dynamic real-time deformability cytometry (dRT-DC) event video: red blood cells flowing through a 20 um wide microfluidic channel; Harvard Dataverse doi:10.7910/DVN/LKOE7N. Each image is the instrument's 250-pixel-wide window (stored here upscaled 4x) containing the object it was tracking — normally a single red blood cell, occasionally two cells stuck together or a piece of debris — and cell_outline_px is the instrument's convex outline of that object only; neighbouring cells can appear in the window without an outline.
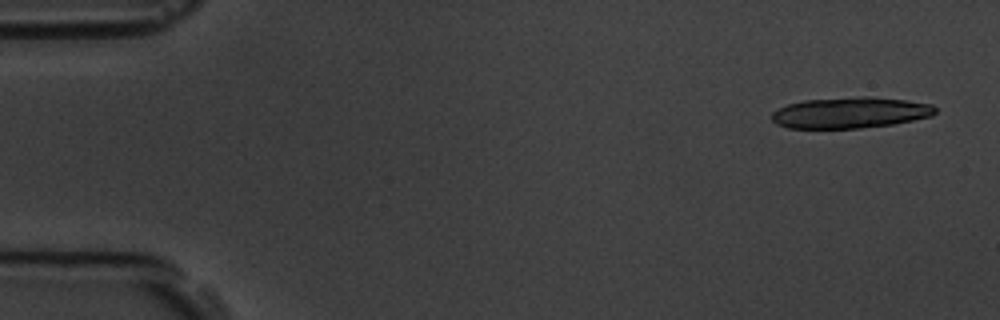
{"species": "common noctule bat (a hibernating species)", "species_latin": "Nyctalus noctula", "temperature_condition": "room temperature", "stored_images_in_passage": 18, "camera_frame_rate_fps": 3000, "um_per_image_px": 0.085, "animal": {"sex": "male", "body_mass_g": 19.5, "forearm_length_mm": 54.6}, "frame": {"image": 1, "passage_image": 1, "time_ms": 0.0, "image_size_px": [1000, 320], "cell_outline_px": [[936, 112], [932, 116], [892, 124], [860, 128], [788, 128], [776, 124], [772, 120], [772, 112], [788, 104], [804, 100], [860, 96], [868, 96], [904, 100], [932, 104], [936, 108]], "centroid_in_image_um": [72.27, 9.57], "position_along_channel_um": 12.7, "area_um2": 29.48}}